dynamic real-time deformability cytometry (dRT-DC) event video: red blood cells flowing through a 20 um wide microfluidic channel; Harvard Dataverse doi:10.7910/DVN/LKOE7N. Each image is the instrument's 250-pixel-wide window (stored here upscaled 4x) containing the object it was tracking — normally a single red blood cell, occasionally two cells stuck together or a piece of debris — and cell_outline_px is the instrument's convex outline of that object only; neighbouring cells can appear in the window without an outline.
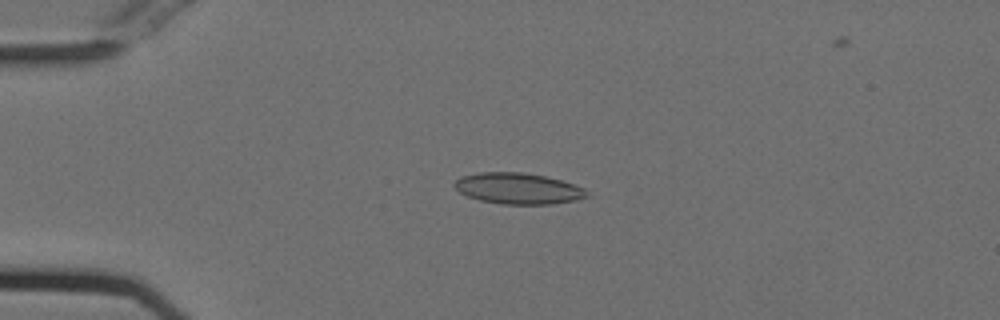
{"species": "Egyptian fruit bat (a non-hibernating species)", "species_latin": "Rousettus aegyptiacus", "temperature_condition": "cold", "stored_images_in_passage": 47, "camera_frame_rate_fps": 3000, "um_per_image_px": 0.085, "animal": {"sex": "female"}, "frame": {"image": 1, "passage_image": 6, "time_ms": 1.667, "image_size_px": [1000, 320], "cell_outline_px": [[592, 196], [576, 200], [552, 204], [500, 204], [480, 200], [468, 196], [460, 192], [452, 184], [460, 176], [480, 172], [524, 172], [544, 176], [560, 180], [584, 188]], "centroid_in_image_um": [44.05, 16.02], "position_along_channel_um": 41.0, "area_um2": 24.04}}
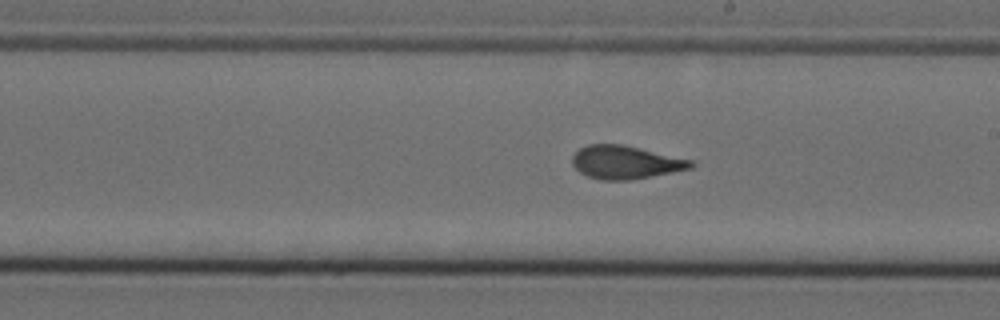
{"frame": {"image": 2, "passage_image": 24, "time_ms": 7.667, "image_size_px": [1000, 320], "cell_outline_px": [[696, 164], [692, 168], [632, 180], [600, 180], [588, 176], [580, 172], [572, 164], [572, 156], [580, 148], [588, 144], [624, 144], [692, 160]], "centroid_in_image_um": [53.17, 13.79], "position_along_channel_um": 235.8, "area_um2": 23.0}}
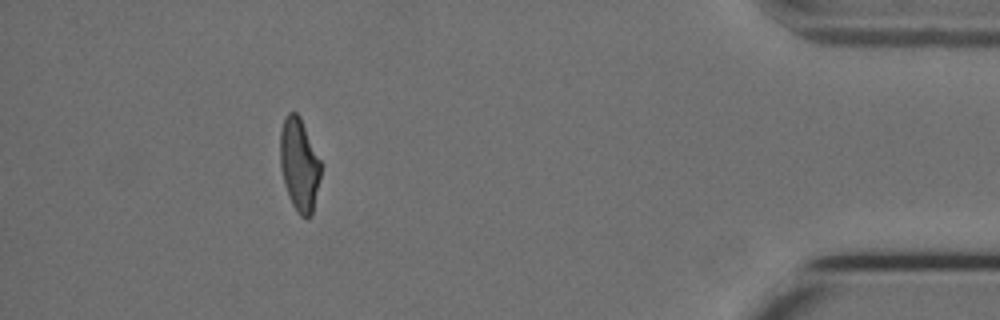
{"frame": {"image": 3, "passage_image": 42, "time_ms": 13.667, "image_size_px": [1000, 320], "cell_outline_px": [[320, 176], [312, 216], [300, 216], [296, 212], [288, 196], [284, 184], [280, 168], [280, 132], [284, 116], [288, 112], [296, 112], [300, 116], [320, 160]], "centroid_in_image_um": [25.41, 13.98], "position_along_channel_um": 409.8, "area_um2": 22.02}, "authors_computed_cell_mechanics": {"area_um2": 22.8888, "velocity_mm_per_s": 3.7508, "shape_relaxation_time_tau1_ms": 7.3731, "shape_relaxation_time_tau2_ms": 1.3, "deformation_change_tau1": 0.1912, "deformation_change_tau2": 0.0725}}